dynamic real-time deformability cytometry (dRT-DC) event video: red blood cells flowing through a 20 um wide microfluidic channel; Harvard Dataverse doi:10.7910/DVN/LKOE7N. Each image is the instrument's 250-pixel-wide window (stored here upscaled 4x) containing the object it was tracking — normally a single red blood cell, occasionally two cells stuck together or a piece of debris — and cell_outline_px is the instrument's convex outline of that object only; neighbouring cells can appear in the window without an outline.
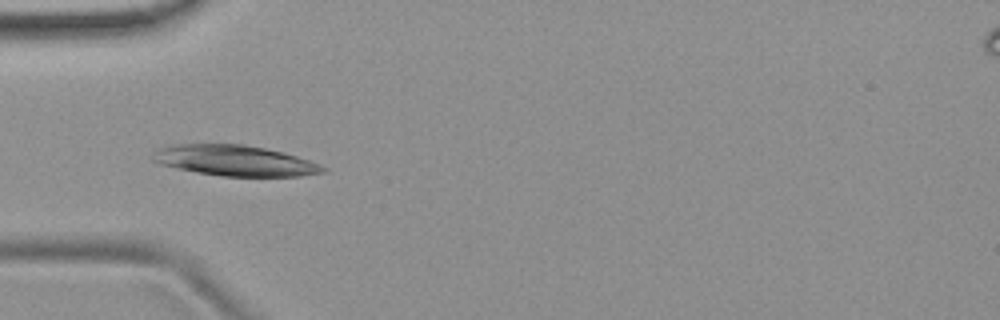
{"species": "common noctule bat (a hibernating species)", "species_latin": "Nyctalus noctula", "temperature_condition": "room temperature", "stored_images_in_passage": 52, "camera_frame_rate_fps": 3000, "um_per_image_px": 0.085, "animal": {"sex": "female", "body_mass_g": 19.9}, "frame": {"image": 1, "passage_image": 16, "time_ms": 5.0, "image_size_px": [1000, 320], "cell_outline_px": [[328, 172], [300, 176], [220, 176], [196, 172], [176, 168], [160, 164], [152, 160], [156, 152], [160, 148], [172, 144], [244, 144], [284, 152], [320, 164], [328, 168]], "centroid_in_image_um": [20.01, 13.65], "position_along_channel_um": 65.0, "area_um2": 30.35}}
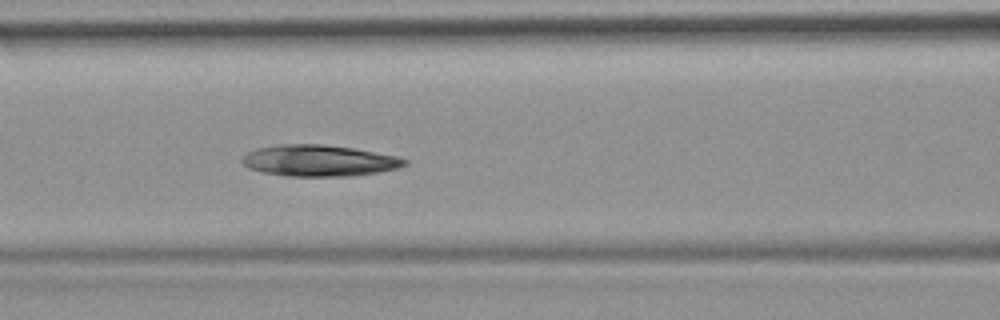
{"frame": {"image": 2, "passage_image": 22, "time_ms": 7.0, "image_size_px": [1000, 320], "cell_outline_px": [[408, 164], [396, 168], [376, 172], [352, 176], [284, 176], [260, 172], [248, 168], [240, 160], [248, 152], [256, 148], [280, 144], [320, 144], [352, 148], [396, 156], [408, 160]], "centroid_in_image_um": [27.07, 13.66], "position_along_channel_um": 139.5, "area_um2": 29.59}}
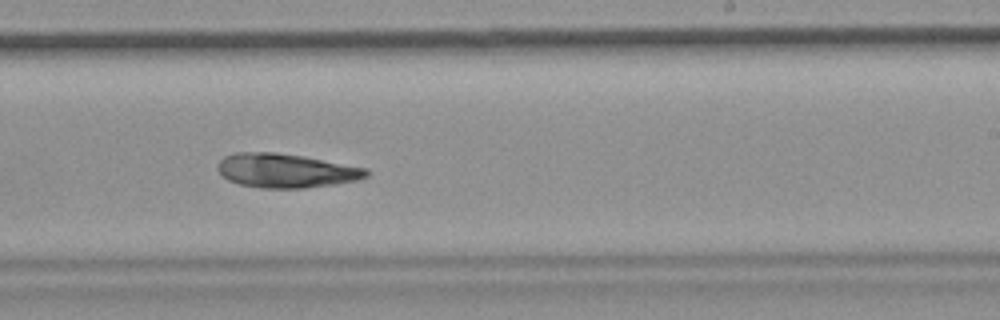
{"frame": {"image": 3, "passage_image": 32, "time_ms": 10.333, "image_size_px": [1000, 320], "cell_outline_px": [[372, 172], [368, 176], [356, 180], [336, 184], [304, 188], [260, 188], [240, 184], [228, 180], [216, 168], [216, 164], [224, 156], [236, 152], [276, 152], [304, 156], [368, 168]], "centroid_in_image_um": [24.32, 14.5], "position_along_channel_um": 264.7, "area_um2": 29.77}, "authors_computed_cell_mechanics": {"area_um2": 29.6803, "velocity_mm_per_s": 3.7659, "shape_relaxation_time_tau1_ms": 7.0234, "shape_relaxation_time_tau2_ms": 8.0436, "deformation_change_tau1": 0.143, "deformation_change_tau2": 0.1376}}